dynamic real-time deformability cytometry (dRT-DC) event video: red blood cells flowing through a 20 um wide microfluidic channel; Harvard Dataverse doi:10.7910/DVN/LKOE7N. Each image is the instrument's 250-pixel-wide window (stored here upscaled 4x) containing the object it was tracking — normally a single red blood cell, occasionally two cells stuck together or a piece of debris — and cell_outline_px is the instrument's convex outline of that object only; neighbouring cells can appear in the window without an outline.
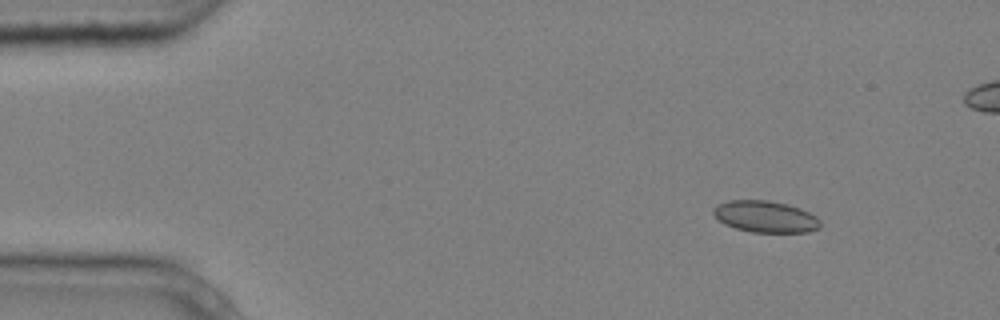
{"species": "common noctule bat (a hibernating species)", "species_latin": "Nyctalus noctula", "temperature_condition": "cold", "stored_images_in_passage": 4, "camera_frame_rate_fps": 3000, "um_per_image_px": 0.085, "animal": {"sex": "male", "body_mass_g": 20.4}, "frame": {"image": 1, "passage_image": 1, "time_ms": 0.0, "image_size_px": [1000, 320], "cell_outline_px": [[820, 228], [808, 232], [752, 232], [736, 228], [724, 224], [712, 212], [712, 208], [716, 204], [728, 200], [768, 200], [788, 204], [800, 208], [816, 216], [820, 220]], "centroid_in_image_um": [65.05, 18.4], "position_along_channel_um": 19.9, "area_um2": 19.77}}